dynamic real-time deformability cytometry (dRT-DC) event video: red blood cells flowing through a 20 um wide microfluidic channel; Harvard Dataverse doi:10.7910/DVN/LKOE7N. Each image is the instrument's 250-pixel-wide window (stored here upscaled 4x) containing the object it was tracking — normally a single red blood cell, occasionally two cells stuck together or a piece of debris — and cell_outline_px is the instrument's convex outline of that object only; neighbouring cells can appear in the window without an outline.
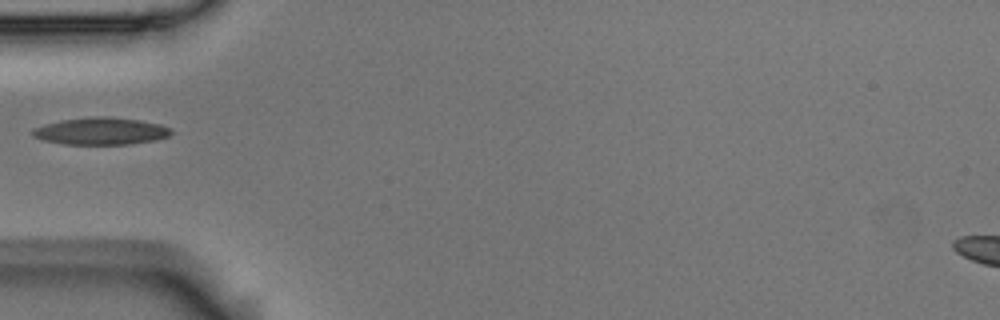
{"species": "Egyptian fruit bat (a non-hibernating species)", "species_latin": "Rousettus aegyptiacus", "temperature_condition": "room temperature", "stored_images_in_passage": 4, "camera_frame_rate_fps": 3000, "um_per_image_px": 0.085, "animal": {"sex": "male"}, "frame": {"image": 1, "passage_image": 1, "time_ms": 0.0, "image_size_px": [1000, 320], "cell_outline_px": [[172, 132], [168, 136], [156, 140], [128, 144], [64, 144], [44, 140], [32, 136], [32, 128], [44, 124], [60, 120], [88, 116], [108, 116], [140, 120], [160, 124], [168, 128]], "centroid_in_image_um": [8.53, 11.13], "position_along_channel_um": 76.5, "area_um2": 22.02}}
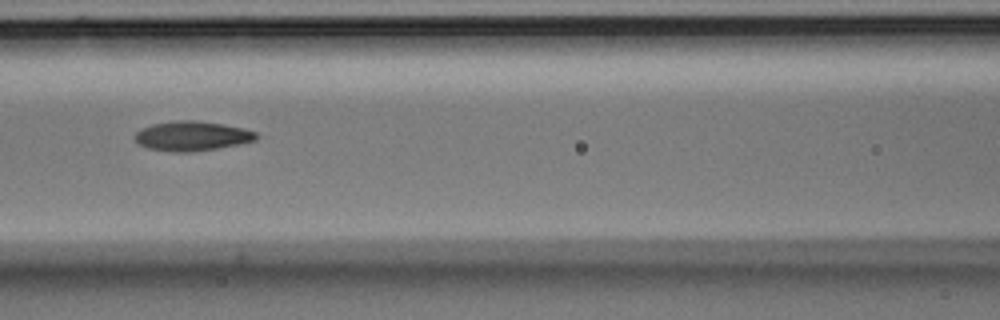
{"frame": {"image": 2, "passage_image": 3, "time_ms": 0.667, "image_size_px": [1000, 320], "cell_outline_px": [[260, 136], [256, 140], [240, 144], [192, 152], [172, 152], [148, 148], [140, 144], [132, 136], [140, 128], [152, 124], [176, 120], [196, 120], [224, 124], [244, 128], [256, 132]], "centroid_in_image_um": [16.32, 11.55], "position_along_channel_um": 150.3, "area_um2": 21.15}}
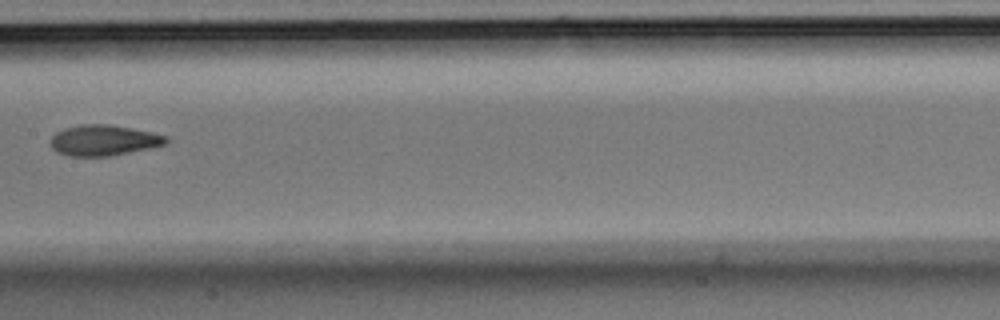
{"frame": {"image": 3, "passage_image": 4, "time_ms": 1.0, "image_size_px": [1000, 320], "cell_outline_px": [[168, 140], [164, 144], [152, 148], [108, 156], [68, 156], [56, 152], [52, 148], [52, 136], [56, 132], [64, 128], [80, 124], [104, 124], [152, 132], [164, 136]], "centroid_in_image_um": [8.77, 11.93], "position_along_channel_um": 198.6, "area_um2": 20.4}}